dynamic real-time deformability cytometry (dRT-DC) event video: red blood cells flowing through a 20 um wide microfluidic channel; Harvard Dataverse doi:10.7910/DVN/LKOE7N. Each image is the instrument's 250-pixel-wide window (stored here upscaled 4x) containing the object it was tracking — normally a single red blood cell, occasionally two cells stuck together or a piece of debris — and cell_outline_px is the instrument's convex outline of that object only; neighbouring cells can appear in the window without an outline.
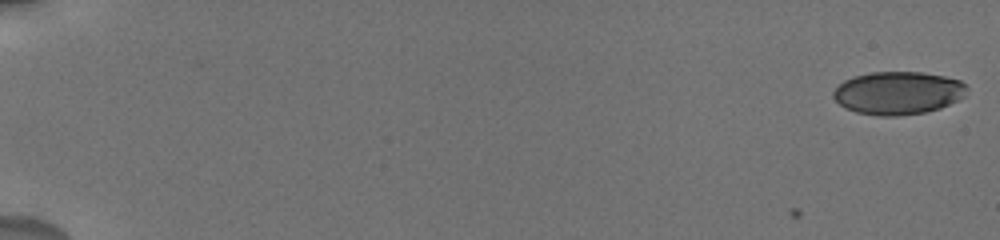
{"species": "human", "species_latin": "Homo sapiens", "temperature_condition": "cold", "stored_images_in_passage": 54, "camera_frame_rate_fps": 3000, "um_per_image_px": 0.085, "donor": {"sex": "male"}, "frame": {"image": 1, "passage_image": 1, "time_ms": 0.0, "image_size_px": [1000, 240], "cell_outline_px": [[968, 88], [964, 96], [940, 108], [928, 112], [896, 116], [880, 116], [856, 112], [844, 108], [832, 96], [832, 92], [844, 80], [856, 76], [872, 72], [920, 72], [944, 76], [960, 80]], "centroid_in_image_um": [76.32, 7.91], "position_along_channel_um": 8.7, "area_um2": 33.35}}
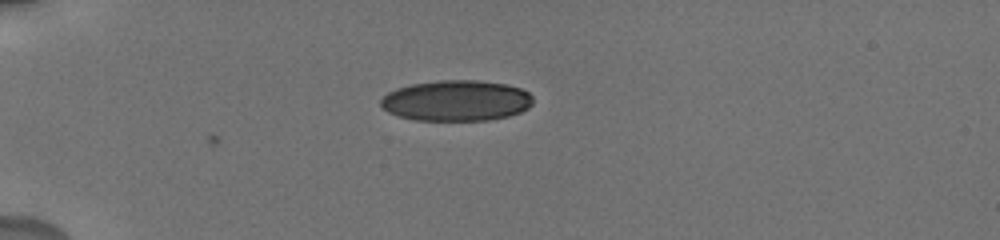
{"frame": {"image": 2, "passage_image": 33, "time_ms": 5.333, "image_size_px": [1000, 240], "cell_outline_px": [[532, 104], [528, 108], [520, 112], [508, 116], [488, 120], [416, 120], [400, 116], [388, 112], [380, 104], [380, 100], [388, 92], [396, 88], [412, 84], [436, 80], [476, 80], [508, 84], [520, 88], [528, 92], [532, 96]], "centroid_in_image_um": [38.8, 8.54], "position_along_channel_um": 46.2, "area_um2": 36.18}}
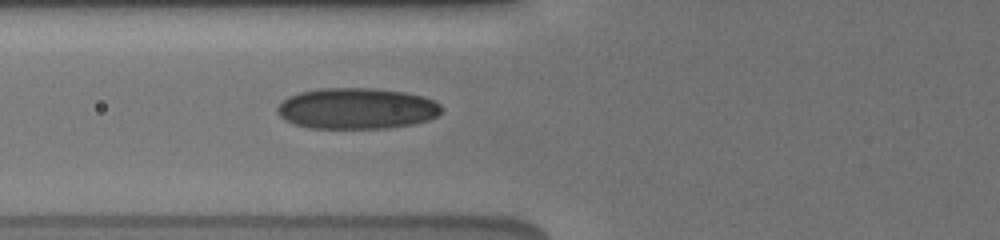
{"frame": {"image": 3, "passage_image": 52, "time_ms": 7.667, "image_size_px": [1000, 240], "cell_outline_px": [[440, 112], [436, 116], [428, 120], [412, 124], [388, 128], [308, 128], [292, 124], [284, 120], [276, 112], [276, 108], [288, 96], [300, 92], [320, 88], [372, 88], [404, 92], [424, 96], [440, 104]], "centroid_in_image_um": [30.28, 9.22], "position_along_channel_um": 95.5, "area_um2": 39.36}}